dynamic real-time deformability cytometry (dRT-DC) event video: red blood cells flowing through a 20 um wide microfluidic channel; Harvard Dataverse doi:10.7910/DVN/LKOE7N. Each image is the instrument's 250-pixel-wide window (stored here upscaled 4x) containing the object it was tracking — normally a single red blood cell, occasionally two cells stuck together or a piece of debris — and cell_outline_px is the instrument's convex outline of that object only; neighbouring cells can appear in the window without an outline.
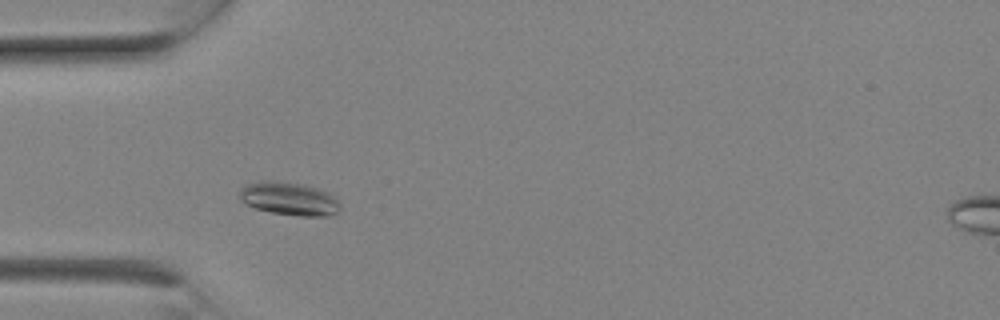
{"species": "Egyptian fruit bat (a non-hibernating species)", "species_latin": "Rousettus aegyptiacus", "temperature_condition": "room temperature", "stored_images_in_passage": 7, "camera_frame_rate_fps": 3000, "um_per_image_px": 0.085, "animal": {"sex": "female"}, "frame": {"image": 1, "passage_image": 3, "time_ms": 0.667, "image_size_px": [1000, 320], "cell_outline_px": [[340, 212], [328, 216], [300, 216], [272, 212], [256, 208], [240, 200], [240, 192], [244, 184], [260, 180], [280, 180], [304, 184], [328, 192], [336, 196], [340, 204]], "centroid_in_image_um": [24.61, 16.87], "position_along_channel_um": 60.4, "area_um2": 19.77}}
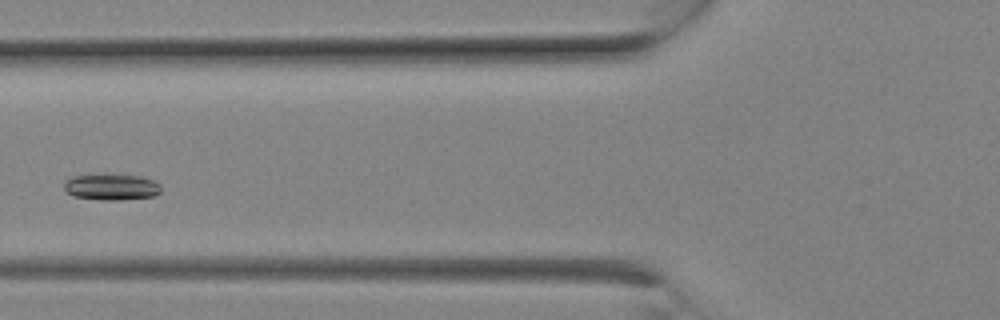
{"frame": {"image": 2, "passage_image": 5, "time_ms": 1.333, "image_size_px": [1000, 320], "cell_outline_px": [[160, 192], [156, 196], [120, 200], [104, 200], [72, 196], [64, 192], [64, 180], [72, 176], [92, 172], [112, 172], [140, 176], [156, 180], [160, 184]], "centroid_in_image_um": [9.43, 15.83], "position_along_channel_um": 116.4, "area_um2": 15.9}}
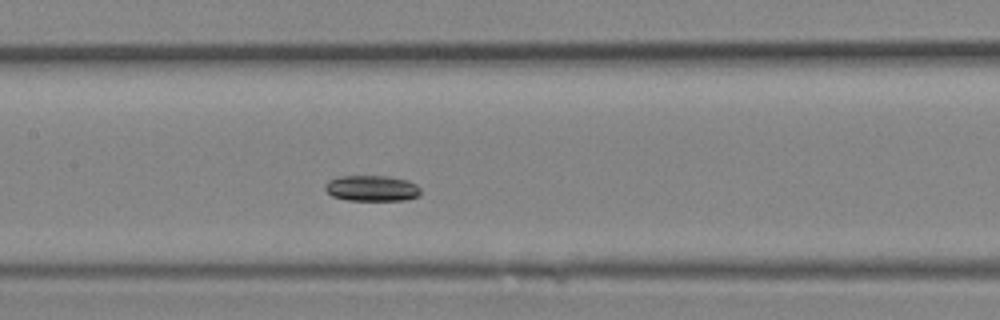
{"frame": {"image": 3, "passage_image": 7, "time_ms": 2.0, "image_size_px": [1000, 320], "cell_outline_px": [[420, 196], [404, 200], [348, 200], [332, 196], [324, 188], [324, 184], [328, 180], [340, 176], [388, 176], [408, 180], [416, 184], [420, 188]], "centroid_in_image_um": [31.61, 16.0], "position_along_channel_um": 175.8, "area_um2": 14.45}}